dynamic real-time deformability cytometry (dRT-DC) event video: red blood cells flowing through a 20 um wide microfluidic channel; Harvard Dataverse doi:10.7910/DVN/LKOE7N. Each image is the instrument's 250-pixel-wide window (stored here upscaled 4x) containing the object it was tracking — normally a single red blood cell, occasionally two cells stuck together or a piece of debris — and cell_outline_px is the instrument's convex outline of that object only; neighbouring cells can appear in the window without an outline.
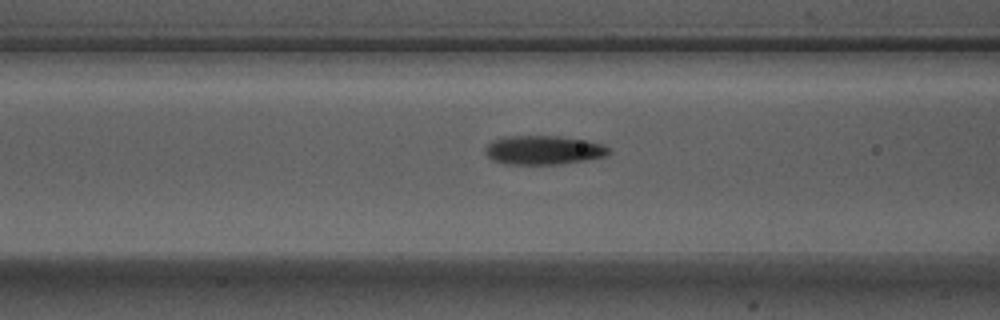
{"species": "Egyptian fruit bat (a non-hibernating species)", "species_latin": "Rousettus aegyptiacus", "temperature_condition": "warm", "stored_images_in_passage": 13, "camera_frame_rate_fps": 3000, "um_per_image_px": 0.085, "animal": {"sex": "male"}, "frame": {"image": 1, "passage_image": 11, "time_ms": 3.333, "image_size_px": [1000, 320], "cell_outline_px": [[608, 152], [604, 156], [584, 160], [556, 164], [504, 164], [492, 160], [484, 152], [484, 148], [492, 140], [512, 136], [560, 136], [588, 140], [600, 144], [608, 148]], "centroid_in_image_um": [46.13, 12.75], "position_along_channel_um": 120.5, "area_um2": 20.63}}